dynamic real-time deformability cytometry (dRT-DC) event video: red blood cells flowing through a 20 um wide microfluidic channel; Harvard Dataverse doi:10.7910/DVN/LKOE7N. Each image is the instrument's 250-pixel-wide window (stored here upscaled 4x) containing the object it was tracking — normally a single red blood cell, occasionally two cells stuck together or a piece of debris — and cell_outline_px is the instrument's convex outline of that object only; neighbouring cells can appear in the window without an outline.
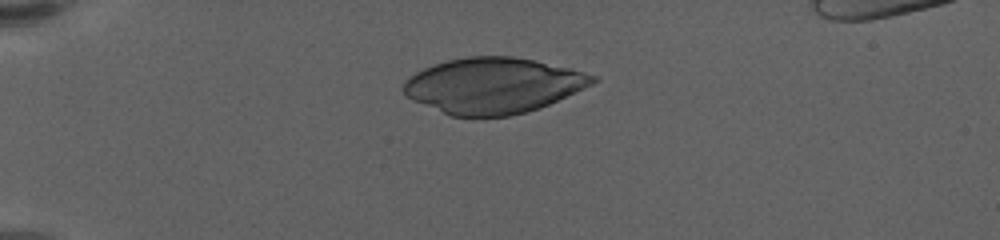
{"species": "human", "species_latin": "Homo sapiens", "temperature_condition": "warm", "stored_images_in_passage": 40, "camera_frame_rate_fps": 3000, "um_per_image_px": 0.085, "donor": {"sex": "female"}, "frame": {"image": 1, "passage_image": 1, "time_ms": 0.0, "image_size_px": [1000, 240], "cell_outline_px": [[600, 80], [592, 84], [540, 108], [508, 116], [452, 116], [412, 100], [404, 96], [400, 88], [404, 80], [408, 76], [424, 68], [448, 60], [468, 56], [512, 56], [532, 60], [568, 68], [600, 76]], "centroid_in_image_um": [41.88, 7.27], "position_along_channel_um": 43.1, "area_um2": 61.21}}